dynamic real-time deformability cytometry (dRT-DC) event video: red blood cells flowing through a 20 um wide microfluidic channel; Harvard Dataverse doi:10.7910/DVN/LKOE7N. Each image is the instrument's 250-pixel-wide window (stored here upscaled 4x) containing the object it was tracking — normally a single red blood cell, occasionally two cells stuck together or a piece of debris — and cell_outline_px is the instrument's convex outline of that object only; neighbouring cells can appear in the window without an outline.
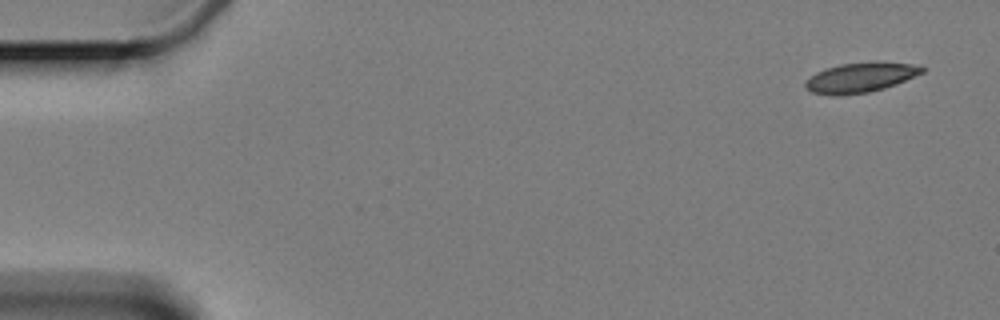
{"species": "Egyptian fruit bat (a non-hibernating species)", "species_latin": "Rousettus aegyptiacus", "temperature_condition": "cold", "stored_images_in_passage": 5, "segment_of_instrument_passage": [1, 2], "camera_frame_rate_fps": 3000, "um_per_image_px": 0.085, "animal": {"sex": "female"}, "frame": {"image": 1, "passage_image": 1, "time_ms": 0.0, "image_size_px": [1000, 320], "cell_outline_px": [[924, 72], [896, 84], [884, 88], [868, 92], [844, 96], [832, 96], [812, 92], [804, 88], [804, 84], [816, 72], [824, 68], [840, 64], [876, 60], [920, 64], [924, 68]], "centroid_in_image_um": [73.17, 6.57], "position_along_channel_um": 11.8, "area_um2": 20.87}}
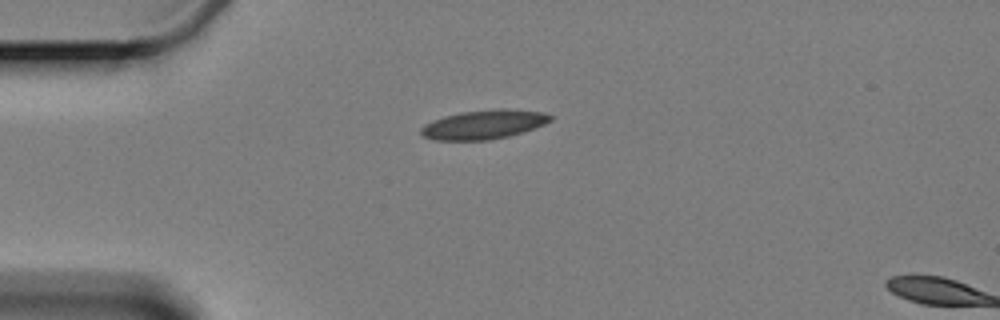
{"frame": {"image": 2, "passage_image": 4, "time_ms": 4.0, "image_size_px": [1000, 320], "cell_outline_px": [[552, 120], [544, 124], [524, 132], [508, 136], [488, 140], [436, 140], [424, 136], [420, 132], [420, 128], [424, 124], [432, 120], [444, 116], [460, 112], [492, 108], [508, 108], [544, 112], [552, 116]], "centroid_in_image_um": [41.13, 10.56], "position_along_channel_um": 43.9, "area_um2": 22.2}}